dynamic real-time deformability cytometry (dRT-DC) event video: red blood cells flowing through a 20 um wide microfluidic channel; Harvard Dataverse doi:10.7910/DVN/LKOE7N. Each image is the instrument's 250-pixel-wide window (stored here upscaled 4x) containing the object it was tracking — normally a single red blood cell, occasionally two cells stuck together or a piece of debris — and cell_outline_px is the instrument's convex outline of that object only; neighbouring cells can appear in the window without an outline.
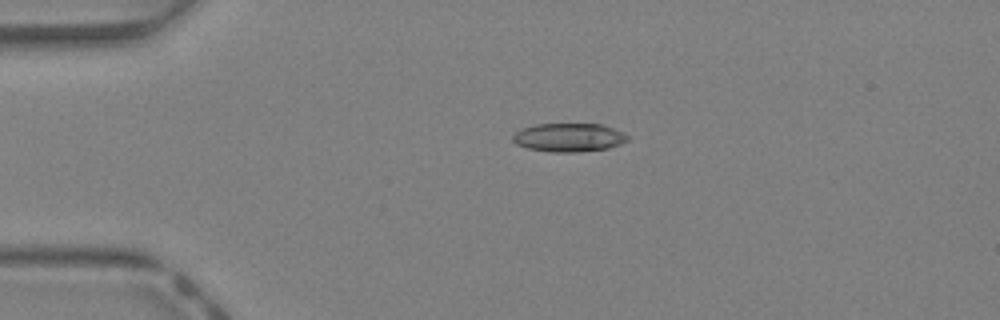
{"species": "Egyptian fruit bat (a non-hibernating species)", "species_latin": "Rousettus aegyptiacus", "temperature_condition": "warm", "stored_images_in_passage": 43, "camera_frame_rate_fps": 3000, "um_per_image_px": 0.085, "animal": {"sex": "female"}, "frame": {"image": 1, "passage_image": 10, "time_ms": 3.0, "image_size_px": [1000, 320], "cell_outline_px": [[628, 140], [620, 144], [608, 148], [580, 152], [552, 152], [528, 148], [516, 144], [512, 140], [512, 136], [520, 128], [536, 124], [600, 124], [612, 128], [628, 136]], "centroid_in_image_um": [48.31, 11.69], "position_along_channel_um": 36.7, "area_um2": 19.02}}
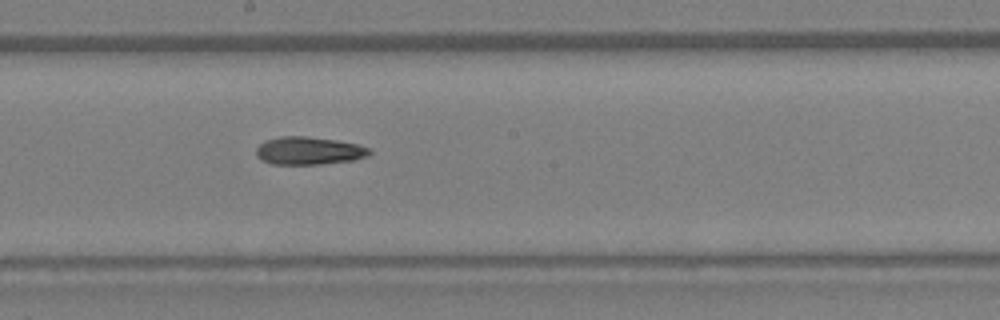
{"frame": {"image": 2, "passage_image": 24, "time_ms": 7.667, "image_size_px": [1000, 320], "cell_outline_px": [[372, 152], [368, 156], [352, 160], [320, 164], [272, 164], [260, 160], [256, 156], [256, 148], [260, 144], [268, 140], [280, 136], [304, 136], [336, 140], [356, 144], [372, 148]], "centroid_in_image_um": [26.25, 12.82], "position_along_channel_um": 221.9, "area_um2": 18.38}}
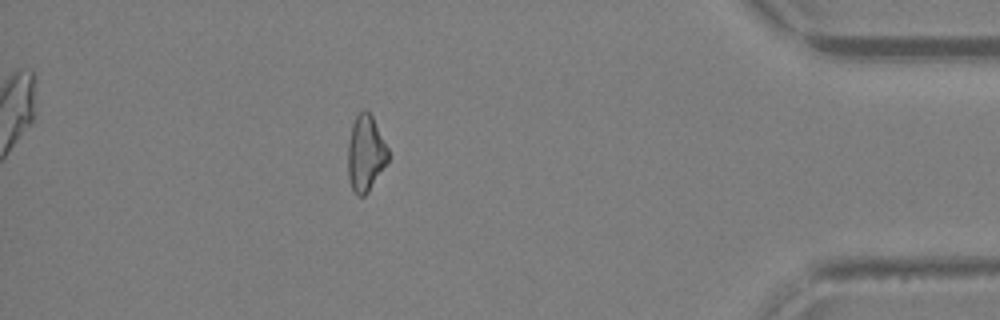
{"frame": {"image": 3, "passage_image": 38, "time_ms": 12.333, "image_size_px": [1000, 320], "cell_outline_px": [[388, 160], [368, 192], [364, 196], [356, 196], [352, 192], [348, 176], [348, 144], [352, 124], [356, 116], [364, 108], [372, 116], [388, 148]], "centroid_in_image_um": [31.05, 13.06], "position_along_channel_um": 404.1, "area_um2": 17.74}, "authors_computed_cell_mechanics": {"area_um2": 18.5538, "velocity_mm_per_s": 4.8309, "shape_relaxation_time_tau1_ms": 11.2593, "shape_relaxation_time_tau2_ms": null, "deformation_change_tau1": 0.3108, "deformation_change_tau2": null}}